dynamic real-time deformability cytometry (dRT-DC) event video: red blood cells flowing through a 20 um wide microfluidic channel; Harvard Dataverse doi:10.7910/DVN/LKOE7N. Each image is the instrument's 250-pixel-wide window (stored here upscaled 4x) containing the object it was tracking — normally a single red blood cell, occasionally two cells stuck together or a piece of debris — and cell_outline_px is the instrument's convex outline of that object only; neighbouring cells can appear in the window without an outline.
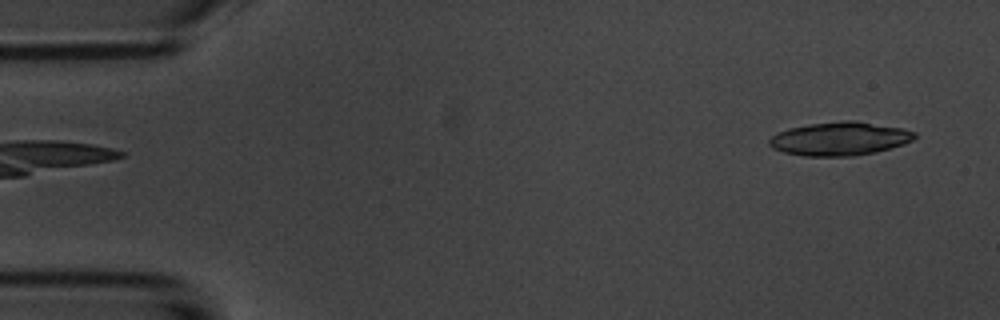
{"species": "common noctule bat (a hibernating species)", "species_latin": "Nyctalus noctula", "temperature_condition": "room temperature", "stored_images_in_passage": 5, "camera_frame_rate_fps": 3000, "um_per_image_px": 0.085, "animal": {"sex": "male", "body_mass_g": 20.1, "forearm_length_mm": 53.5}, "frame": {"image": 1, "passage_image": 5, "time_ms": 4.333, "image_size_px": [1000, 320], "cell_outline_px": [[916, 136], [912, 140], [904, 144], [876, 152], [852, 156], [804, 156], [784, 152], [772, 148], [768, 144], [768, 140], [776, 132], [788, 128], [808, 124], [844, 120], [856, 120], [904, 128], [916, 132]], "centroid_in_image_um": [71.37, 11.78], "position_along_channel_um": 13.6, "area_um2": 28.67}}